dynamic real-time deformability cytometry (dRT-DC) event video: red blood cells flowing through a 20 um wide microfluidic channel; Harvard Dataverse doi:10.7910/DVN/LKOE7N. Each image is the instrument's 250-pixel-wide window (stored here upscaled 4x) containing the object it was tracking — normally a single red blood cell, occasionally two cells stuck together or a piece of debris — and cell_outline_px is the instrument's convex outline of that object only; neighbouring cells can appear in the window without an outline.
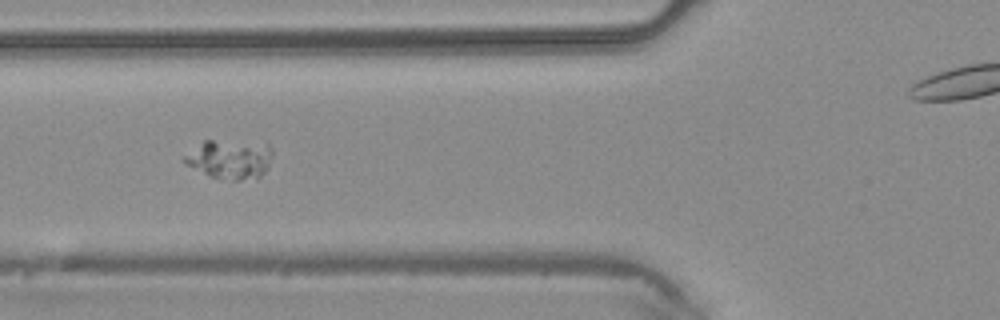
{"species": "common noctule bat (a hibernating species)", "species_latin": "Nyctalus noctula", "temperature_condition": "warm", "stored_images_in_passage": 3, "camera_frame_rate_fps": 3000, "um_per_image_px": 0.085, "animal": {"sex": "male", "body_mass_g": 20.4}, "frame": {"image": 1, "passage_image": 3, "time_ms": 0.667, "image_size_px": [1000, 320], "cell_outline_px": [[272, 156], [268, 168], [260, 176], [240, 180], [232, 180], [212, 176], [184, 164], [180, 160], [184, 156], [204, 140], [212, 140], [268, 144], [272, 148]], "centroid_in_image_um": [19.53, 13.52], "position_along_channel_um": 106.3, "area_um2": 19.83}}